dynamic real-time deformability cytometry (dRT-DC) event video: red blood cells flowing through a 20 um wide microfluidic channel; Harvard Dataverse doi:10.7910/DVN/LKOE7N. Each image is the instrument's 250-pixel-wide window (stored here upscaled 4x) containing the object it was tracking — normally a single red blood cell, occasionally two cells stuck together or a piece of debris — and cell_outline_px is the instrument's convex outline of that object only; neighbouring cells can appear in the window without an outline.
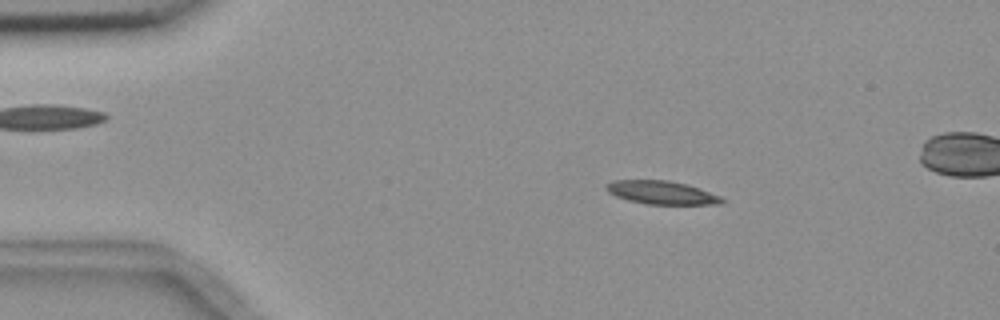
{"species": "common noctule bat (a hibernating species)", "species_latin": "Nyctalus noctula", "temperature_condition": "room temperature", "stored_images_in_passage": 5, "camera_frame_rate_fps": 3000, "um_per_image_px": 0.085, "animal": {"sex": "female", "body_mass_g": 18.4}, "frame": {"image": 1, "passage_image": 2, "time_ms": 1.333, "image_size_px": [1000, 320], "cell_outline_px": [[724, 204], [644, 204], [628, 200], [616, 196], [608, 192], [604, 188], [604, 184], [612, 180], [668, 180], [688, 184], [720, 196], [724, 200]], "centroid_in_image_um": [56.2, 16.36], "position_along_channel_um": 28.8, "area_um2": 15.84}}